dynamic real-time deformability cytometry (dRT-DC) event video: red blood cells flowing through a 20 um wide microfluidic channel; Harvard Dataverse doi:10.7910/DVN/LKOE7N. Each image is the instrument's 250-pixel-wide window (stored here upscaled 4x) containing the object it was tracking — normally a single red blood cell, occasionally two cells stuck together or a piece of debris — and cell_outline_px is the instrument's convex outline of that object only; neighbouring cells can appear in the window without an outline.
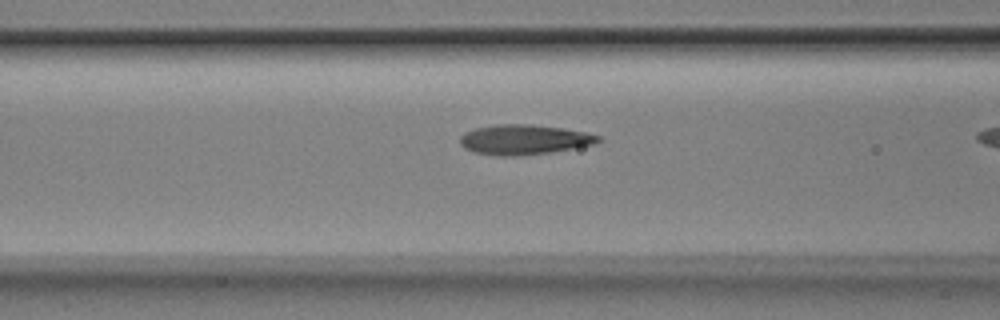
{"species": "Egyptian fruit bat (a non-hibernating species)", "species_latin": "Rousettus aegyptiacus", "temperature_condition": "room temperature", "stored_images_in_passage": 7, "camera_frame_rate_fps": 3000, "um_per_image_px": 0.085, "animal": {"sex": "male"}, "frame": {"image": 1, "passage_image": 6, "time_ms": 1.667, "image_size_px": [1000, 320], "cell_outline_px": [[604, 140], [596, 144], [552, 152], [516, 156], [496, 156], [472, 152], [464, 148], [460, 144], [460, 136], [464, 132], [476, 128], [496, 124], [532, 124], [564, 128], [584, 132], [600, 136]], "centroid_in_image_um": [44.55, 11.87], "position_along_channel_um": 122.1, "area_um2": 24.45}}